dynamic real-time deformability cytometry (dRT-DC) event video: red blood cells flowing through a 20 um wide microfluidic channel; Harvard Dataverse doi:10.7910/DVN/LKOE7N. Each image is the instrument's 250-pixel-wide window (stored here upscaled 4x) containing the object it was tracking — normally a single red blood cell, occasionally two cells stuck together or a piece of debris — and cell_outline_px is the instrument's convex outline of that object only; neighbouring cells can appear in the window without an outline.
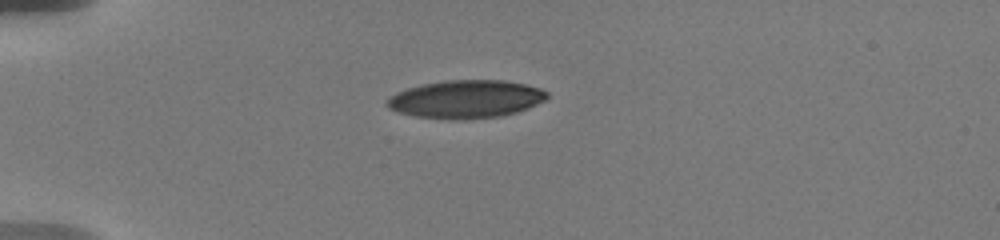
{"species": "human", "species_latin": "Homo sapiens", "temperature_condition": "warm", "stored_images_in_passage": 5, "camera_frame_rate_fps": 3000, "um_per_image_px": 0.085, "donor": {"sex": "male"}, "frame": {"image": 1, "passage_image": 1, "time_ms": 0.0, "image_size_px": [1000, 240], "cell_outline_px": [[548, 96], [544, 100], [528, 108], [516, 112], [500, 116], [452, 120], [416, 116], [400, 112], [388, 108], [384, 104], [384, 100], [396, 92], [408, 88], [424, 84], [448, 80], [504, 80], [524, 84], [540, 88], [548, 92]], "centroid_in_image_um": [39.58, 8.42], "position_along_channel_um": 45.4, "area_um2": 35.32}}
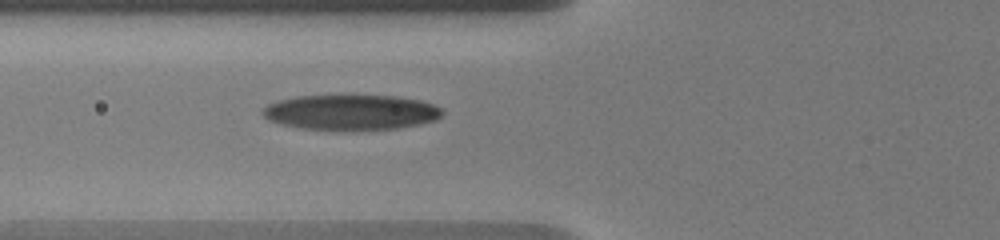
{"frame": {"image": 2, "passage_image": 5, "time_ms": 2.333, "image_size_px": [1000, 240], "cell_outline_px": [[444, 112], [436, 120], [420, 124], [396, 128], [300, 128], [280, 124], [268, 120], [260, 112], [268, 104], [280, 100], [296, 96], [396, 96], [420, 100], [432, 104], [440, 108]], "centroid_in_image_um": [29.82, 9.52], "position_along_channel_um": 96.0, "area_um2": 36.01}}